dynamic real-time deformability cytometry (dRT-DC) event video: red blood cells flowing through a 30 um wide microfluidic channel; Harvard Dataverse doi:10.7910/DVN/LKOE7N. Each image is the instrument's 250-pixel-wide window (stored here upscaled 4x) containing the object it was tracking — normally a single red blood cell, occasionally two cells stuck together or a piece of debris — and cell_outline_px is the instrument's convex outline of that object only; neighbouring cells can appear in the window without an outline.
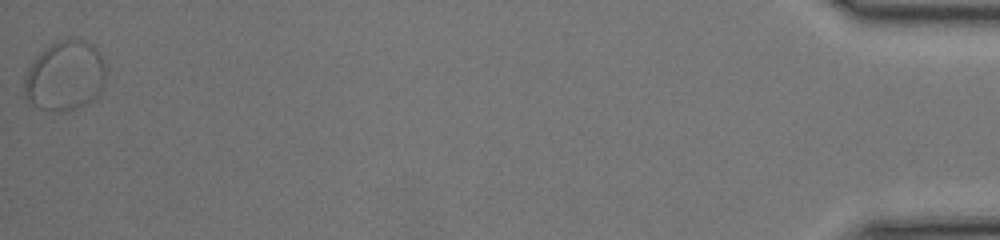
{"species": "common noctule bat (a hibernating species)", "species_latin": "Nyctalus noctula", "temperature_condition": "room temperature", "stored_images_in_passage": 45, "segment_of_instrument_passage": [2, 2], "camera_frame_rate_fps": 3000, "um_per_image_px": 0.085, "animal": {"sex": "female", "body_mass_g": 17.0, "forearm_length_mm": 48.0}, "frame": {"image": 1, "passage_image": 45, "time_ms": 14.667, "image_size_px": [1000, 240], "cell_outline_px": [[104, 84], [100, 92], [96, 96], [80, 108], [60, 112], [56, 112], [40, 108], [32, 104], [28, 100], [24, 92], [24, 76], [28, 68], [40, 52], [48, 44], [72, 36], [84, 40], [92, 44], [100, 52], [104, 60]], "centroid_in_image_um": [5.52, 6.42], "position_along_channel_um": 429.7, "area_um2": 33.64}}